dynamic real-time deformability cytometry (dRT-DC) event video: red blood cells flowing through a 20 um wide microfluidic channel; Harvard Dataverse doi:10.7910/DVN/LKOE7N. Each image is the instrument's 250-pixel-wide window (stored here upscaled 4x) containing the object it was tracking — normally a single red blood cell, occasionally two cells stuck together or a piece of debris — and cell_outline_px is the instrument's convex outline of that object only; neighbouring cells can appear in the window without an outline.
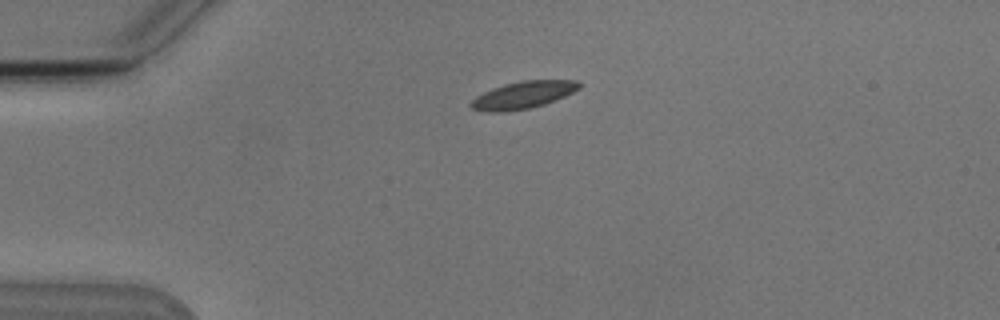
{"species": "Egyptian fruit bat (a non-hibernating species)", "species_latin": "Rousettus aegyptiacus", "temperature_condition": "cold", "stored_images_in_passage": 1, "camera_frame_rate_fps": 3000, "um_per_image_px": 0.085, "animal": {"sex": "male"}, "frame": {"image": 1, "passage_image": 1, "time_ms": 0.0, "image_size_px": [1000, 320], "cell_outline_px": [[580, 88], [556, 100], [544, 104], [528, 108], [508, 112], [488, 112], [472, 108], [468, 104], [476, 96], [492, 88], [504, 84], [520, 80], [576, 80], [580, 84]], "centroid_in_image_um": [44.44, 8.07], "position_along_channel_um": 40.6, "area_um2": 17.17}}